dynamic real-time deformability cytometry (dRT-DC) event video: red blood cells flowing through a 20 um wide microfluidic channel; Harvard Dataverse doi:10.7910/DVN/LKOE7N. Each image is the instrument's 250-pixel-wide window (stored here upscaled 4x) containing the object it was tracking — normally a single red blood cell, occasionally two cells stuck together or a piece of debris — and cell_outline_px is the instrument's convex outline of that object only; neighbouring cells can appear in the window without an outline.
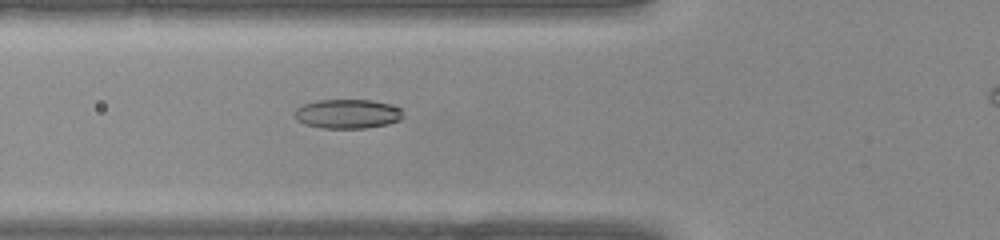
{"species": "common noctule bat (a hibernating species)", "species_latin": "Nyctalus noctula", "temperature_condition": "warm", "stored_images_in_passage": 31, "camera_frame_rate_fps": 3000, "um_per_image_px": 0.085, "animal": {"sex": "female", "body_mass_g": 22.0, "forearm_length_mm": 56.7}, "frame": {"image": 1, "passage_image": 10, "time_ms": 3.0, "image_size_px": [1000, 240], "cell_outline_px": [[400, 120], [388, 124], [364, 128], [320, 128], [304, 124], [296, 116], [296, 108], [304, 104], [316, 100], [372, 100], [388, 104], [400, 108]], "centroid_in_image_um": [29.52, 9.68], "position_along_channel_um": 96.3, "area_um2": 18.21}}
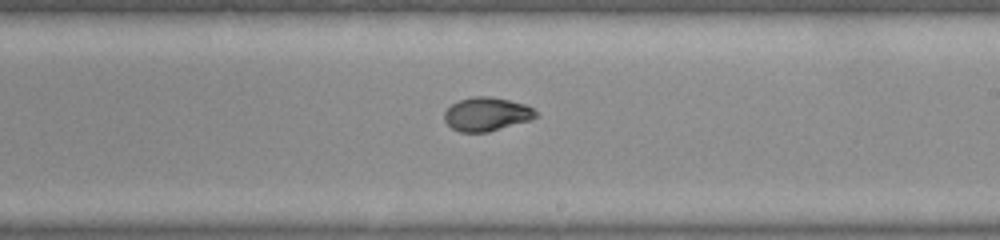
{"frame": {"image": 2, "passage_image": 19, "time_ms": 6.0, "image_size_px": [1000, 240], "cell_outline_px": [[540, 116], [532, 120], [488, 132], [460, 132], [452, 128], [444, 120], [444, 112], [452, 104], [460, 100], [472, 96], [488, 96], [508, 100], [524, 104], [532, 108]], "centroid_in_image_um": [41.38, 9.71], "position_along_channel_um": 247.6, "area_um2": 17.98}}
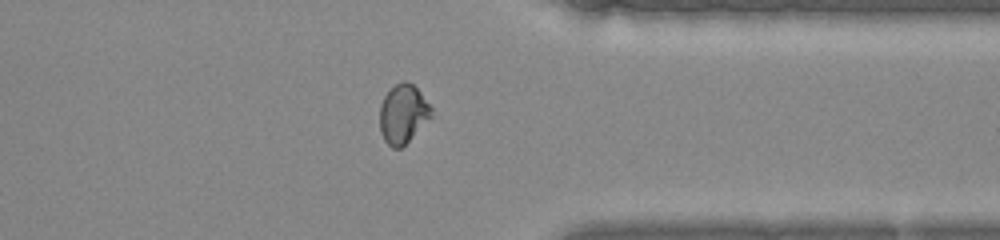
{"frame": {"image": 3, "passage_image": 27, "time_ms": 8.667, "image_size_px": [1000, 240], "cell_outline_px": [[432, 116], [400, 148], [392, 148], [384, 140], [380, 132], [380, 104], [384, 96], [396, 84], [404, 80], [412, 84], [420, 92], [432, 108]], "centroid_in_image_um": [34.24, 9.68], "position_along_channel_um": 377.2, "area_um2": 17.4}}